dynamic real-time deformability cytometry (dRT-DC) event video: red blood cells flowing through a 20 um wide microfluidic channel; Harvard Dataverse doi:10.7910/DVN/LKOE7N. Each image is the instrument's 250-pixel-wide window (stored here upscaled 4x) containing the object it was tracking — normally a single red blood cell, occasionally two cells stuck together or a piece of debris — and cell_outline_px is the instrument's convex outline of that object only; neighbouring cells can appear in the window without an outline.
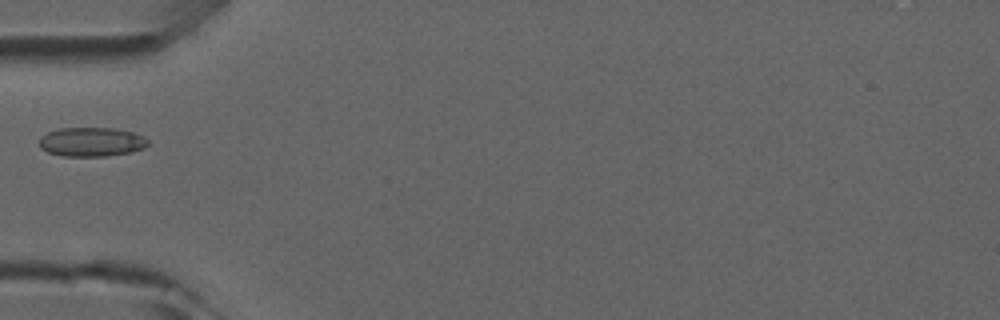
{"species": "common noctule bat (a hibernating species)", "species_latin": "Nyctalus noctula", "temperature_condition": "room temperature", "stored_images_in_passage": 5, "camera_frame_rate_fps": 3000, "um_per_image_px": 0.085, "animal": {"sex": "male", "forearm_length_mm": 52.5}, "frame": {"image": 1, "passage_image": 5, "time_ms": 4.333, "image_size_px": [1000, 320], "cell_outline_px": [[148, 144], [144, 148], [132, 152], [104, 156], [64, 156], [48, 152], [40, 148], [40, 136], [48, 132], [60, 128], [112, 128], [132, 132], [144, 136], [148, 140]], "centroid_in_image_um": [7.78, 12.06], "position_along_channel_um": 77.2, "area_um2": 18.44}}